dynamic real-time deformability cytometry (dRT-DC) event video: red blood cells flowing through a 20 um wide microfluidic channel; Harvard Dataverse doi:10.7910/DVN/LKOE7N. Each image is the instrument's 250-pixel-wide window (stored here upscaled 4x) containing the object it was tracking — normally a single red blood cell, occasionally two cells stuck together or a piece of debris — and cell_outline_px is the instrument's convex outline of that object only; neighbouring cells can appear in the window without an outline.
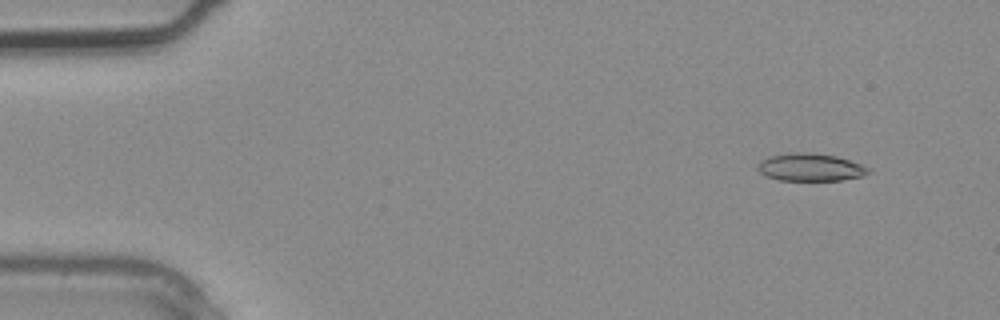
{"species": "common noctule bat (a hibernating species)", "species_latin": "Nyctalus noctula", "temperature_condition": "warm", "stored_images_in_passage": 3, "camera_frame_rate_fps": 3000, "um_per_image_px": 0.085, "animal": {"sex": "male", "body_mass_g": 20.4}, "frame": {"image": 1, "passage_image": 1, "time_ms": 0.0, "image_size_px": [1000, 320], "cell_outline_px": [[872, 172], [864, 176], [840, 180], [780, 180], [764, 176], [756, 168], [756, 164], [760, 160], [772, 156], [792, 152], [808, 152], [836, 156], [860, 164], [868, 168]], "centroid_in_image_um": [68.85, 14.22], "position_along_channel_um": 16.1, "area_um2": 17.86}}
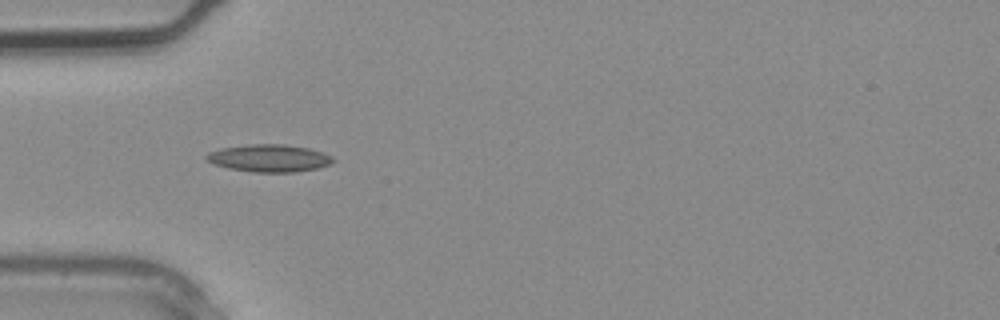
{"frame": {"image": 2, "passage_image": 3, "time_ms": 0.667, "image_size_px": [1000, 320], "cell_outline_px": [[336, 160], [328, 164], [316, 168], [296, 172], [252, 172], [228, 168], [212, 164], [204, 160], [204, 156], [208, 152], [220, 148], [248, 144], [284, 144], [308, 148], [324, 152], [332, 156]], "centroid_in_image_um": [22.83, 13.44], "position_along_channel_um": 62.2, "area_um2": 20.46}}